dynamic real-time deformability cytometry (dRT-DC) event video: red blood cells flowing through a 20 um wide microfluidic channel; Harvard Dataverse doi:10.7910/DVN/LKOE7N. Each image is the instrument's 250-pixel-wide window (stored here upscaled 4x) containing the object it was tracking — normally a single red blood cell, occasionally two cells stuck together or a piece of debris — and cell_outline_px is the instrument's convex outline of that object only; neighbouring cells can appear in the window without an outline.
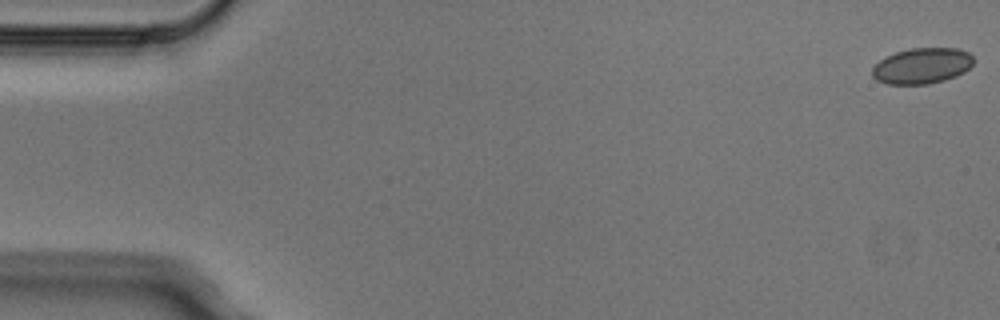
{"species": "Egyptian fruit bat (a non-hibernating species)", "species_latin": "Rousettus aegyptiacus", "temperature_condition": "cold", "stored_images_in_passage": 4, "camera_frame_rate_fps": 3000, "um_per_image_px": 0.085, "animal": {"sex": "male"}, "frame": {"image": 1, "passage_image": 1, "time_ms": 0.0, "image_size_px": [1000, 320], "cell_outline_px": [[972, 64], [964, 72], [956, 76], [944, 80], [928, 84], [884, 84], [876, 80], [872, 76], [872, 68], [884, 56], [896, 52], [912, 48], [956, 48], [968, 52], [972, 56]], "centroid_in_image_um": [78.33, 5.6], "position_along_channel_um": 6.7, "area_um2": 21.15}}
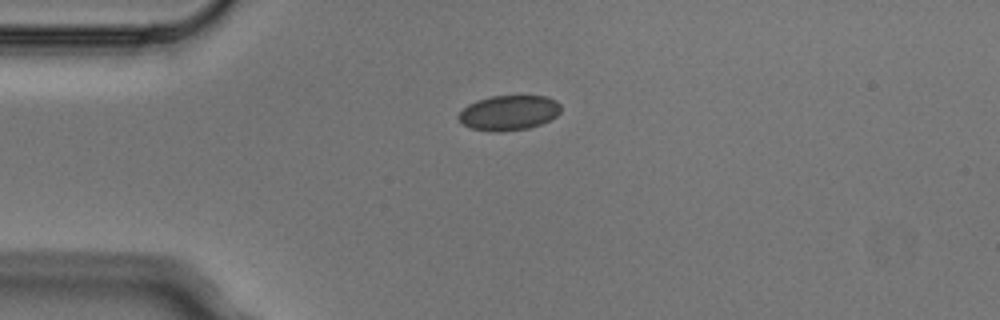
{"frame": {"image": 2, "passage_image": 4, "time_ms": 1.0, "image_size_px": [1000, 320], "cell_outline_px": [[560, 112], [556, 116], [540, 124], [528, 128], [500, 132], [496, 132], [472, 128], [464, 124], [456, 116], [468, 104], [476, 100], [492, 96], [548, 96], [556, 100], [560, 104]], "centroid_in_image_um": [43.25, 9.57], "position_along_channel_um": 41.7, "area_um2": 20.75}}